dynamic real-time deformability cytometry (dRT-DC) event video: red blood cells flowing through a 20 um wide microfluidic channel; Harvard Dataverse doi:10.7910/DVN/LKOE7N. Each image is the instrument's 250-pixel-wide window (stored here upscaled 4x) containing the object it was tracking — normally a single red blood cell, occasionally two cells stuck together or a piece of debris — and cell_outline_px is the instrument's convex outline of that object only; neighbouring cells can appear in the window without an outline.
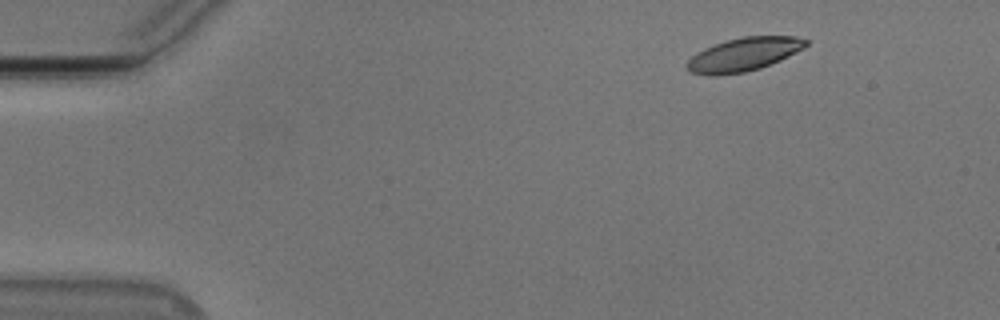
{"species": "Egyptian fruit bat (a non-hibernating species)", "species_latin": "Rousettus aegyptiacus", "temperature_condition": "cold", "stored_images_in_passage": 10, "camera_frame_rate_fps": 3000, "um_per_image_px": 0.085, "animal": {"sex": "male"}, "frame": {"image": 1, "passage_image": 1, "time_ms": 0.0, "image_size_px": [1000, 320], "cell_outline_px": [[808, 44], [804, 48], [780, 60], [760, 68], [744, 72], [712, 76], [708, 76], [692, 72], [688, 68], [688, 60], [696, 52], [704, 48], [728, 40], [744, 36], [796, 36], [808, 40]], "centroid_in_image_um": [63.24, 4.62], "position_along_channel_um": 21.8, "area_um2": 22.95}}